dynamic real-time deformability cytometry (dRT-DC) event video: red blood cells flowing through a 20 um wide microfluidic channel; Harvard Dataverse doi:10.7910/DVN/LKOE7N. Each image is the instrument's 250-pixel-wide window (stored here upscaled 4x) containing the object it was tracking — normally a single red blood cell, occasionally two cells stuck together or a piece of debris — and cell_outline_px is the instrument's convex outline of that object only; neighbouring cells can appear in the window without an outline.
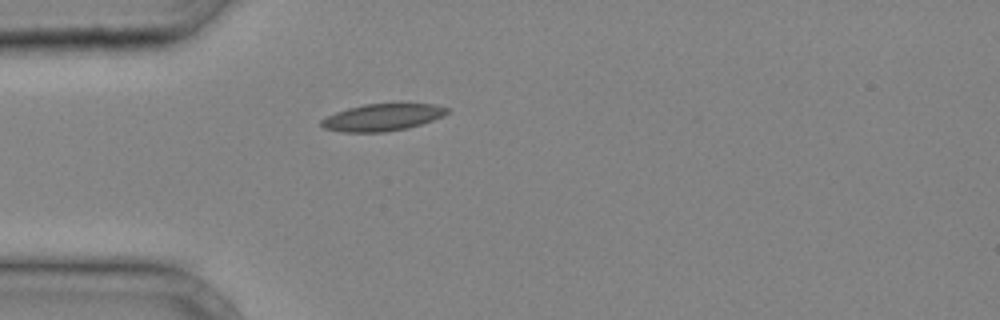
{"species": "common noctule bat (a hibernating species)", "species_latin": "Nyctalus noctula", "temperature_condition": "cold", "stored_images_in_passage": 25, "camera_frame_rate_fps": 3000, "um_per_image_px": 0.085, "animal": {"sex": "male", "body_mass_g": 20.4}, "frame": {"image": 1, "passage_image": 1, "time_ms": 0.0, "image_size_px": [1000, 320], "cell_outline_px": [[448, 112], [444, 116], [408, 128], [384, 132], [340, 132], [324, 128], [320, 124], [320, 120], [336, 112], [348, 108], [364, 104], [436, 104], [448, 108]], "centroid_in_image_um": [32.49, 9.98], "position_along_channel_um": 52.5, "area_um2": 19.71}}
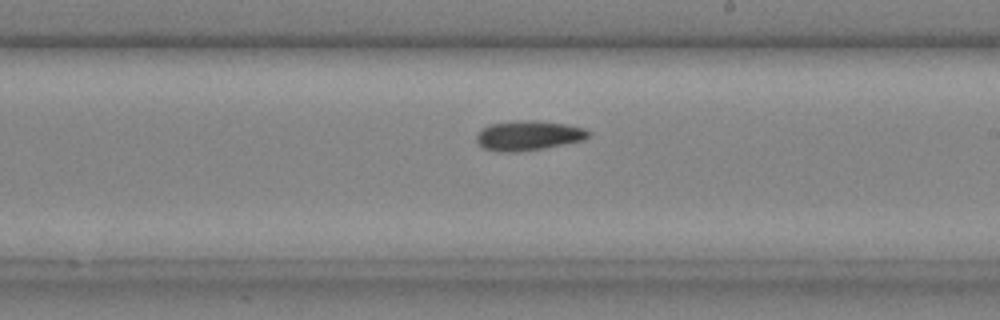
{"frame": {"image": 2, "passage_image": 13, "time_ms": 4.0, "image_size_px": [1000, 320], "cell_outline_px": [[592, 132], [584, 140], [544, 148], [516, 152], [496, 152], [484, 148], [476, 140], [476, 136], [488, 124], [520, 120], [532, 120], [564, 124], [584, 128]], "centroid_in_image_um": [44.92, 11.52], "position_along_channel_um": 244.1, "area_um2": 19.31}}
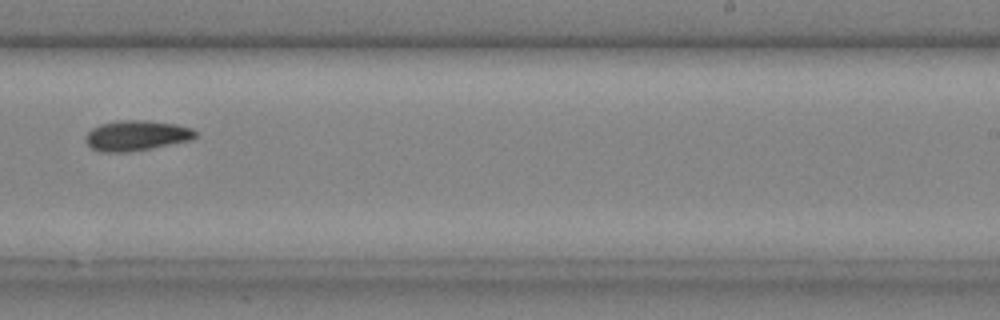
{"frame": {"image": 3, "passage_image": 15, "time_ms": 4.667, "image_size_px": [1000, 320], "cell_outline_px": [[196, 136], [192, 140], [152, 148], [128, 152], [100, 152], [92, 148], [84, 140], [84, 136], [92, 128], [100, 124], [116, 120], [144, 120], [176, 124], [192, 128], [196, 132]], "centroid_in_image_um": [11.58, 11.52], "position_along_channel_um": 277.4, "area_um2": 19.54}}